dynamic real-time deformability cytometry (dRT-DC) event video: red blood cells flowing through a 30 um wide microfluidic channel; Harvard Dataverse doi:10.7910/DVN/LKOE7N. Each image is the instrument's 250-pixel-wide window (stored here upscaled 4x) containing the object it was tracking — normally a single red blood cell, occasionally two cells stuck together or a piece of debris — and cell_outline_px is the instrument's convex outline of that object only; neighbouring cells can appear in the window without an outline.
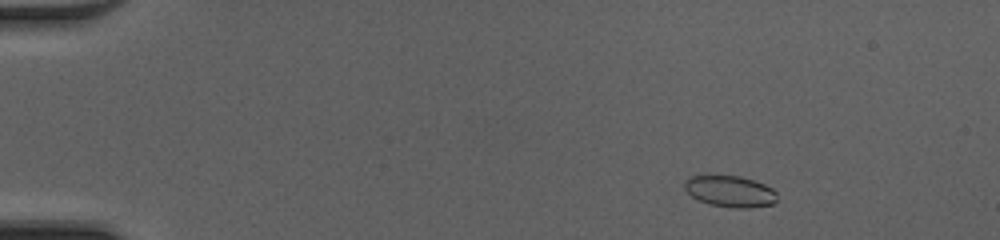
{"species": "common noctule bat (a hibernating species)", "species_latin": "Nyctalus noctula", "temperature_condition": "cold", "stored_images_in_passage": 47, "camera_frame_rate_fps": 3000, "um_per_image_px": 0.085, "animal": {"sex": "female", "body_mass_g": 20.0, "forearm_length_mm": 54.0}, "frame": {"image": 1, "passage_image": 5, "time_ms": 1.333, "image_size_px": [1000, 240], "cell_outline_px": [[776, 200], [772, 204], [752, 208], [732, 208], [708, 204], [692, 196], [684, 188], [684, 180], [688, 176], [740, 176], [764, 184], [772, 188], [776, 192]], "centroid_in_image_um": [62.05, 16.27], "position_along_channel_um": 23.0, "area_um2": 16.88}}
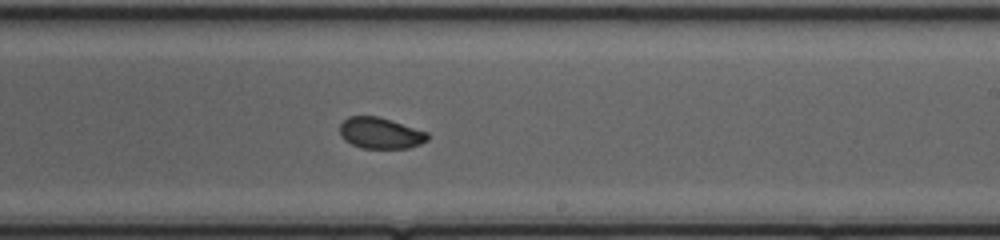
{"frame": {"image": 2, "passage_image": 29, "time_ms": 9.333, "image_size_px": [1000, 240], "cell_outline_px": [[428, 140], [420, 144], [408, 148], [360, 148], [344, 140], [340, 136], [340, 124], [348, 116], [376, 116], [392, 120], [428, 132]], "centroid_in_image_um": [32.32, 11.31], "position_along_channel_um": 256.7, "area_um2": 16.01}}
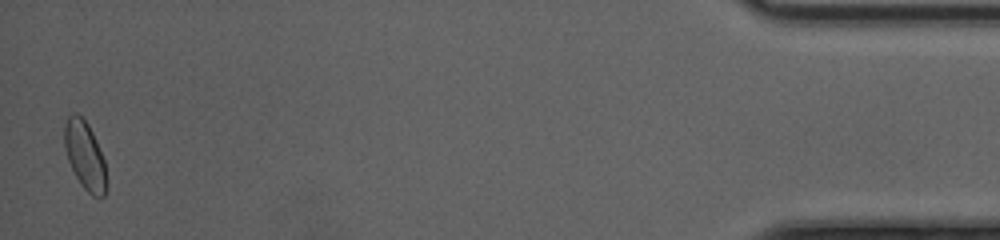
{"frame": {"image": 3, "passage_image": 47, "time_ms": 15.333, "image_size_px": [1000, 240], "cell_outline_px": [[108, 188], [104, 196], [92, 196], [80, 184], [68, 160], [64, 148], [64, 124], [68, 116], [72, 112], [76, 112], [88, 124], [96, 140], [104, 160]], "centroid_in_image_um": [7.22, 13.22], "position_along_channel_um": 428.0, "area_um2": 16.82}, "authors_computed_cell_mechanics": {"area_um2": 16.762, "velocity_mm_per_s": 4.2439, "shape_relaxation_time_tau1_ms": 5.9846, "shape_relaxation_time_tau2_ms": 0.7779, "deformation_change_tau1": 0.1151, "deformation_change_tau2": 0.033}}